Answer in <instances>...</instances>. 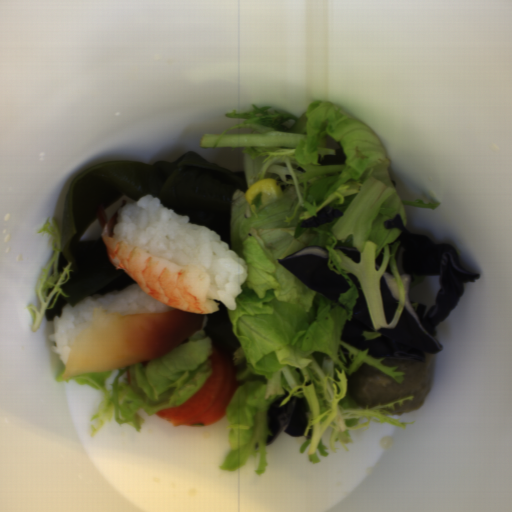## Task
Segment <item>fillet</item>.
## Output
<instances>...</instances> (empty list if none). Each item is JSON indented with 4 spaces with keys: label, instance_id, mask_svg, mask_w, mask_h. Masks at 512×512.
<instances>
[{
    "label": "fillet",
    "instance_id": "25842a12",
    "mask_svg": "<svg viewBox=\"0 0 512 512\" xmlns=\"http://www.w3.org/2000/svg\"><path fill=\"white\" fill-rule=\"evenodd\" d=\"M204 318V313L174 307L141 314L97 307L90 325L73 341L61 378L159 359L200 331Z\"/></svg>",
    "mask_w": 512,
    "mask_h": 512
}]
</instances>
